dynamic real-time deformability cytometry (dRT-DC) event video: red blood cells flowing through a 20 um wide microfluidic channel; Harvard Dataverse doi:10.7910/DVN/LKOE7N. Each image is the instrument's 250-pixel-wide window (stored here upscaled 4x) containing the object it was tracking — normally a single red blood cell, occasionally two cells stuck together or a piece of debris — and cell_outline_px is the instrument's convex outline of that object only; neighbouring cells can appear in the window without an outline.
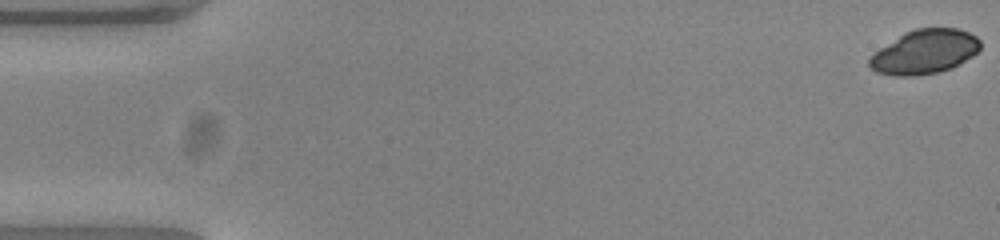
{"species": "common noctule bat (a hibernating species)", "species_latin": "Nyctalus noctula", "temperature_condition": "warm", "stored_images_in_passage": 52, "camera_frame_rate_fps": 3000, "um_per_image_px": 0.085, "animal": {"sex": "female", "body_mass_g": 23.0, "forearm_length_mm": 53.4}, "frame": {"image": 1, "passage_image": 1, "time_ms": 0.0, "image_size_px": [1000, 240], "cell_outline_px": [[980, 48], [972, 56], [960, 64], [952, 68], [936, 72], [916, 76], [896, 76], [876, 72], [868, 64], [868, 60], [880, 48], [904, 32], [916, 28], [956, 28], [968, 32], [976, 36], [980, 40]], "centroid_in_image_um": [78.6, 4.4], "position_along_channel_um": 6.4, "area_um2": 28.44}}
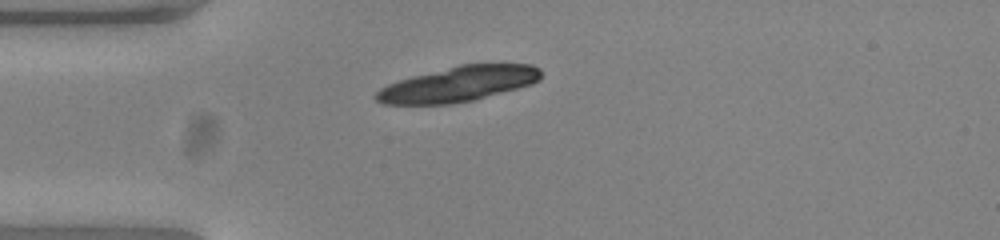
{"frame": {"image": 2, "passage_image": 13, "time_ms": 4.0, "image_size_px": [1000, 240], "cell_outline_px": [[540, 80], [532, 84], [472, 100], [448, 104], [384, 104], [376, 100], [372, 96], [380, 88], [388, 84], [412, 76], [460, 64], [532, 64], [540, 68]], "centroid_in_image_um": [38.94, 7.14], "position_along_channel_um": 46.1, "area_um2": 33.58}}